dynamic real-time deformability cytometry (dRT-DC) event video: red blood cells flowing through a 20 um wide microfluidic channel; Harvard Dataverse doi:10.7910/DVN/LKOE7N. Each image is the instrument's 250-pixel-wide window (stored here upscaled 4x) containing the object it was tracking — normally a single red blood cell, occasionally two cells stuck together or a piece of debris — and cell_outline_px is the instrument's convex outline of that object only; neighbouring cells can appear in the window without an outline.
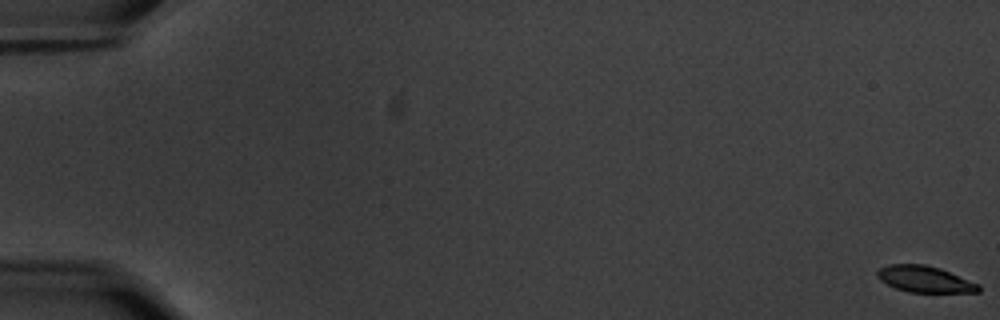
{"species": "common noctule bat (a hibernating species)", "species_latin": "Nyctalus noctula", "temperature_condition": "warm", "stored_images_in_passage": 60, "camera_frame_rate_fps": 3000, "um_per_image_px": 0.085, "animal": {"sex": "male", "body_mass_g": 20.1, "forearm_length_mm": 53.5}, "frame": {"image": 1, "passage_image": 1, "time_ms": 0.0, "image_size_px": [1000, 320], "cell_outline_px": [[980, 292], [908, 292], [896, 288], [880, 280], [876, 276], [876, 272], [880, 268], [888, 264], [924, 264], [940, 268], [980, 284]], "centroid_in_image_um": [78.6, 23.72], "position_along_channel_um": 6.4, "area_um2": 15.55}}
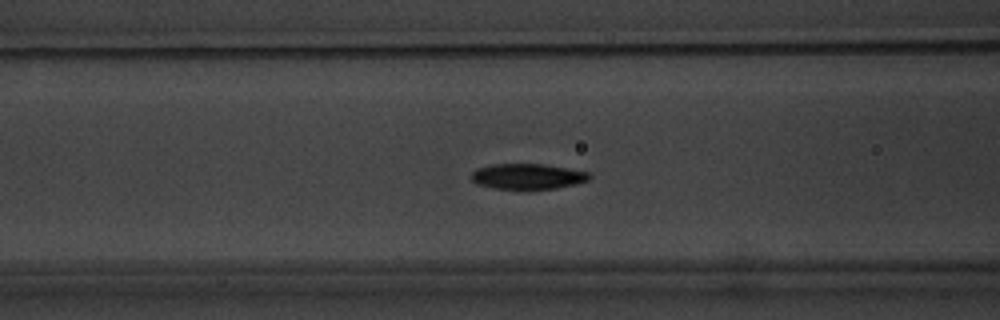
{"frame": {"image": 2, "passage_image": 26, "time_ms": 8.333, "image_size_px": [1000, 320], "cell_outline_px": [[592, 176], [588, 180], [576, 184], [556, 188], [496, 188], [476, 184], [472, 180], [472, 172], [476, 168], [492, 164], [544, 164], [588, 172]], "centroid_in_image_um": [44.84, 14.98], "position_along_channel_um": 121.8, "area_um2": 17.28}}
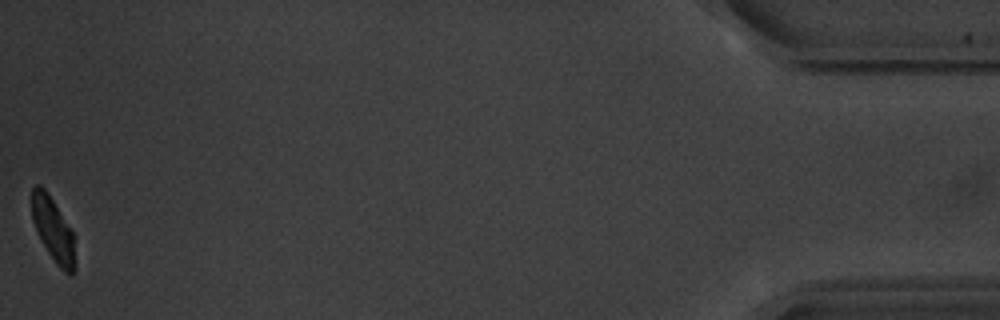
{"frame": {"image": 3, "passage_image": 60, "time_ms": 19.667, "image_size_px": [1000, 320], "cell_outline_px": [[76, 272], [72, 276], [64, 272], [56, 264], [40, 240], [32, 220], [32, 188], [36, 184], [40, 184], [48, 192], [72, 232], [76, 264]], "centroid_in_image_um": [4.52, 19.56], "position_along_channel_um": 430.7, "area_um2": 16.18}, "authors_computed_cell_mechanics": {"area_um2": 17.2822, "velocity_mm_per_s": 3.5065, "shape_relaxation_time_tau1_ms": 2.2159, "shape_relaxation_time_tau2_ms": null, "deformation_change_tau1": 0.1327, "deformation_change_tau2": null}}